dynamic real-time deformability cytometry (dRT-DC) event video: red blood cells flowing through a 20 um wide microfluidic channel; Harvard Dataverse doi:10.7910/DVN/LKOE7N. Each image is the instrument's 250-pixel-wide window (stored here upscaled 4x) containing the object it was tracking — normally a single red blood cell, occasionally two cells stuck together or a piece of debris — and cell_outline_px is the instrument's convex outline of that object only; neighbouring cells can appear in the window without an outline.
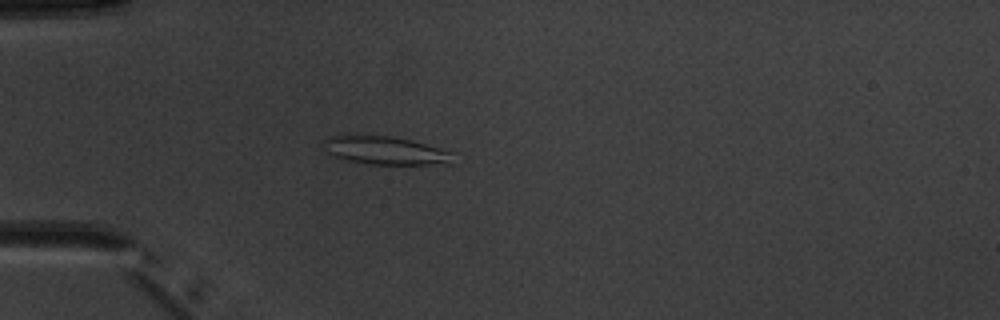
{"species": "common noctule bat (a hibernating species)", "species_latin": "Nyctalus noctula", "temperature_condition": "warm", "stored_images_in_passage": 6, "camera_frame_rate_fps": 3000, "um_per_image_px": 0.085, "animal": {"sex": "male", "body_mass_g": 20.1, "forearm_length_mm": 53.5}, "frame": {"image": 1, "passage_image": 5, "time_ms": 4.667, "image_size_px": [1000, 320], "cell_outline_px": [[452, 152], [448, 164], [368, 164], [348, 160], [324, 152], [320, 144], [328, 136], [356, 132], [392, 136], [412, 140]], "centroid_in_image_um": [32.57, 12.73], "position_along_channel_um": 52.4, "area_um2": 21.91}}